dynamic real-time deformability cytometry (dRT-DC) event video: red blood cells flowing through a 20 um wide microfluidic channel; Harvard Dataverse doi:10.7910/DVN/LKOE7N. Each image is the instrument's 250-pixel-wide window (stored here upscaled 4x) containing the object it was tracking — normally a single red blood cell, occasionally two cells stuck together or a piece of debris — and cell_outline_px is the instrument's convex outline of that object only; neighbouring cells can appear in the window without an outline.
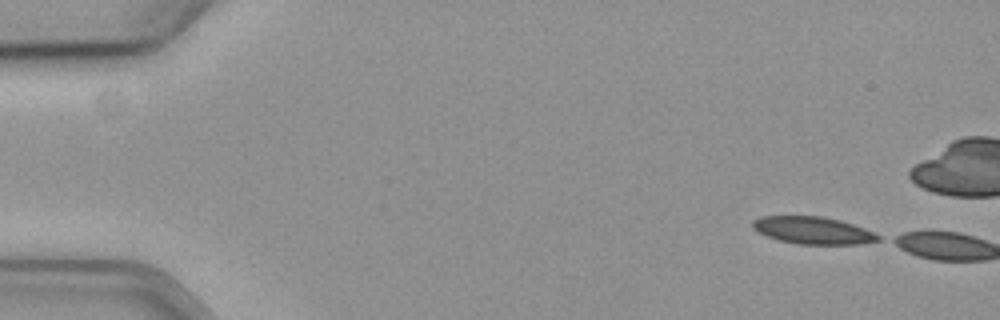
{"species": "common noctule bat (a hibernating species)", "species_latin": "Nyctalus noctula", "temperature_condition": "cold", "stored_images_in_passage": 2, "camera_frame_rate_fps": 3000, "um_per_image_px": 0.085, "animal": {"sex": "female", "body_mass_g": 19.3, "forearm_length_mm": 54.1}, "frame": {"image": 1, "passage_image": 1, "time_ms": 0.0, "image_size_px": [1000, 320], "cell_outline_px": [[880, 240], [860, 244], [796, 244], [780, 240], [768, 236], [752, 228], [752, 220], [760, 216], [824, 216], [840, 220], [864, 228], [880, 236]], "centroid_in_image_um": [69.09, 19.57], "position_along_channel_um": 15.9, "area_um2": 19.88}}